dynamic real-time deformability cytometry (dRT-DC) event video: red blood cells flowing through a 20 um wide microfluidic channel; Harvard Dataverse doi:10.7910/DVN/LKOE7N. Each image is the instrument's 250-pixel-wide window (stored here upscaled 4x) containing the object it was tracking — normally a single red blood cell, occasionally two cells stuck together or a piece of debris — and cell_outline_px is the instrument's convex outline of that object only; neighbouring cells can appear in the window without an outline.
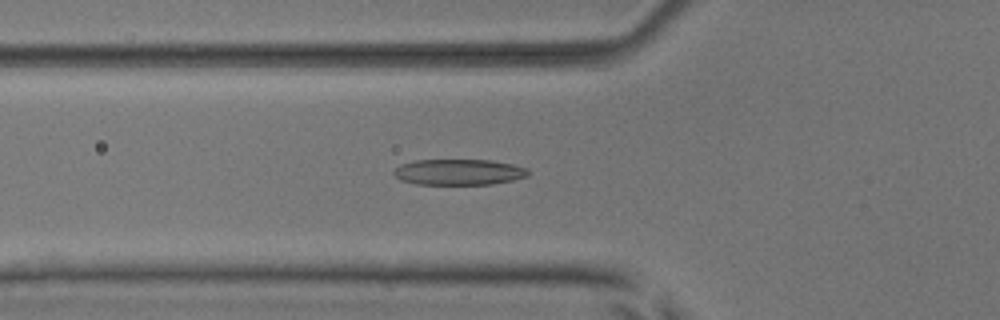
{"species": "common noctule bat (a hibernating species)", "species_latin": "Nyctalus noctula", "temperature_condition": "room temperature", "stored_images_in_passage": 53, "camera_frame_rate_fps": 3000, "um_per_image_px": 0.085, "animal": {"sex": "male", "body_mass_g": 17.9, "forearm_length_mm": 54.2}, "frame": {"image": 1, "passage_image": 19, "time_ms": 6.0, "image_size_px": [1000, 320], "cell_outline_px": [[528, 176], [512, 180], [492, 184], [416, 184], [400, 180], [392, 172], [400, 164], [416, 160], [492, 160], [512, 164], [528, 168]], "centroid_in_image_um": [38.99, 14.62], "position_along_channel_um": 86.8, "area_um2": 20.23}}
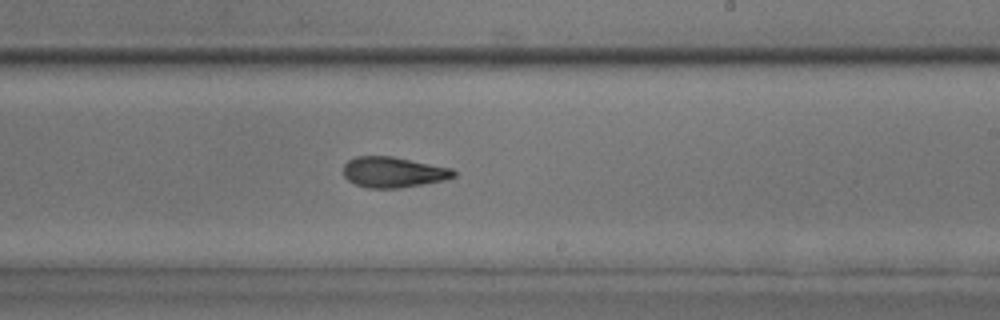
{"frame": {"image": 2, "passage_image": 32, "time_ms": 10.333, "image_size_px": [1000, 320], "cell_outline_px": [[456, 176], [444, 180], [400, 188], [368, 188], [356, 184], [348, 180], [344, 176], [344, 164], [348, 160], [356, 156], [392, 156], [452, 168], [456, 172]], "centroid_in_image_um": [33.43, 14.63], "position_along_channel_um": 255.6, "area_um2": 19.65}}
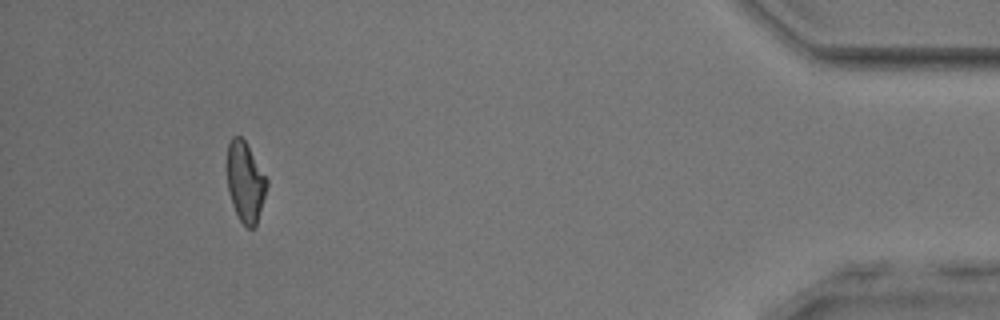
{"frame": {"image": 3, "passage_image": 49, "time_ms": 16.0, "image_size_px": [1000, 320], "cell_outline_px": [[268, 184], [256, 228], [248, 228], [240, 220], [232, 204], [228, 192], [228, 144], [232, 136], [240, 136], [244, 140], [268, 180]], "centroid_in_image_um": [20.86, 15.5], "position_along_channel_um": 414.3, "area_um2": 18.32}, "authors_computed_cell_mechanics": {"area_um2": 19.9988, "velocity_mm_per_s": 3.8997, "shape_relaxation_time_tau1_ms": 3.0218, "shape_relaxation_time_tau2_ms": 2.1875, "deformation_change_tau1": 0.1381, "deformation_change_tau2": 0.112}}